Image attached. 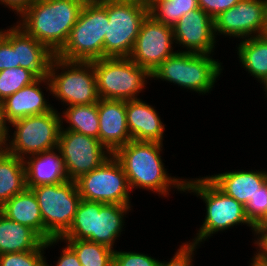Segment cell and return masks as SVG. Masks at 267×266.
Listing matches in <instances>:
<instances>
[{"mask_svg":"<svg viewBox=\"0 0 267 266\" xmlns=\"http://www.w3.org/2000/svg\"><path fill=\"white\" fill-rule=\"evenodd\" d=\"M162 150L160 142L130 140L113 153L127 176L131 191L145 189L164 197L170 195L173 188L184 191L185 179L169 176L161 157Z\"/></svg>","mask_w":267,"mask_h":266,"instance_id":"obj_1","label":"cell"},{"mask_svg":"<svg viewBox=\"0 0 267 266\" xmlns=\"http://www.w3.org/2000/svg\"><path fill=\"white\" fill-rule=\"evenodd\" d=\"M84 4L82 0H36L16 25L56 55L65 45Z\"/></svg>","mask_w":267,"mask_h":266,"instance_id":"obj_2","label":"cell"},{"mask_svg":"<svg viewBox=\"0 0 267 266\" xmlns=\"http://www.w3.org/2000/svg\"><path fill=\"white\" fill-rule=\"evenodd\" d=\"M183 192H193L206 204V216L203 224L192 242L189 241L184 244L198 248L201 242L213 236L212 234L219 231L223 232L233 226L242 225V223L251 227L254 234V225L246 216L245 206L226 195L207 176L191 180L185 179Z\"/></svg>","mask_w":267,"mask_h":266,"instance_id":"obj_3","label":"cell"},{"mask_svg":"<svg viewBox=\"0 0 267 266\" xmlns=\"http://www.w3.org/2000/svg\"><path fill=\"white\" fill-rule=\"evenodd\" d=\"M131 206L81 199L69 230L60 239L89 240L114 249Z\"/></svg>","mask_w":267,"mask_h":266,"instance_id":"obj_4","label":"cell"},{"mask_svg":"<svg viewBox=\"0 0 267 266\" xmlns=\"http://www.w3.org/2000/svg\"><path fill=\"white\" fill-rule=\"evenodd\" d=\"M222 63L211 54L178 51L165 59L152 73L154 80L161 79L198 94L212 91L222 72Z\"/></svg>","mask_w":267,"mask_h":266,"instance_id":"obj_5","label":"cell"},{"mask_svg":"<svg viewBox=\"0 0 267 266\" xmlns=\"http://www.w3.org/2000/svg\"><path fill=\"white\" fill-rule=\"evenodd\" d=\"M107 23V8L101 2L85 3L65 45L55 56L83 62L104 58Z\"/></svg>","mask_w":267,"mask_h":266,"instance_id":"obj_6","label":"cell"},{"mask_svg":"<svg viewBox=\"0 0 267 266\" xmlns=\"http://www.w3.org/2000/svg\"><path fill=\"white\" fill-rule=\"evenodd\" d=\"M108 21L104 57H129L149 9L142 0H104Z\"/></svg>","mask_w":267,"mask_h":266,"instance_id":"obj_7","label":"cell"},{"mask_svg":"<svg viewBox=\"0 0 267 266\" xmlns=\"http://www.w3.org/2000/svg\"><path fill=\"white\" fill-rule=\"evenodd\" d=\"M100 99L135 100L151 73L129 57H104L93 61Z\"/></svg>","mask_w":267,"mask_h":266,"instance_id":"obj_8","label":"cell"},{"mask_svg":"<svg viewBox=\"0 0 267 266\" xmlns=\"http://www.w3.org/2000/svg\"><path fill=\"white\" fill-rule=\"evenodd\" d=\"M47 77L52 96L66 106L98 103L100 99L93 61H68L54 56Z\"/></svg>","mask_w":267,"mask_h":266,"instance_id":"obj_9","label":"cell"},{"mask_svg":"<svg viewBox=\"0 0 267 266\" xmlns=\"http://www.w3.org/2000/svg\"><path fill=\"white\" fill-rule=\"evenodd\" d=\"M34 192L44 224V241L60 239L70 228L81 196L76 182L39 185Z\"/></svg>","mask_w":267,"mask_h":266,"instance_id":"obj_10","label":"cell"},{"mask_svg":"<svg viewBox=\"0 0 267 266\" xmlns=\"http://www.w3.org/2000/svg\"><path fill=\"white\" fill-rule=\"evenodd\" d=\"M15 129L8 139L6 152L25 159L58 148L61 131V117L56 109L50 112L28 116L9 124Z\"/></svg>","mask_w":267,"mask_h":266,"instance_id":"obj_11","label":"cell"},{"mask_svg":"<svg viewBox=\"0 0 267 266\" xmlns=\"http://www.w3.org/2000/svg\"><path fill=\"white\" fill-rule=\"evenodd\" d=\"M75 182L81 199L103 204L131 205L132 191L127 176L113 154Z\"/></svg>","mask_w":267,"mask_h":266,"instance_id":"obj_12","label":"cell"},{"mask_svg":"<svg viewBox=\"0 0 267 266\" xmlns=\"http://www.w3.org/2000/svg\"><path fill=\"white\" fill-rule=\"evenodd\" d=\"M58 149L68 179L73 181L99 167L112 155L97 138L69 130L60 131Z\"/></svg>","mask_w":267,"mask_h":266,"instance_id":"obj_13","label":"cell"},{"mask_svg":"<svg viewBox=\"0 0 267 266\" xmlns=\"http://www.w3.org/2000/svg\"><path fill=\"white\" fill-rule=\"evenodd\" d=\"M173 29L149 14L142 22L129 58L152 73L165 59L175 54ZM173 46V47H172Z\"/></svg>","mask_w":267,"mask_h":266,"instance_id":"obj_14","label":"cell"},{"mask_svg":"<svg viewBox=\"0 0 267 266\" xmlns=\"http://www.w3.org/2000/svg\"><path fill=\"white\" fill-rule=\"evenodd\" d=\"M267 0H241L214 18V32L246 39L262 34ZM217 32V33H216Z\"/></svg>","mask_w":267,"mask_h":266,"instance_id":"obj_15","label":"cell"},{"mask_svg":"<svg viewBox=\"0 0 267 266\" xmlns=\"http://www.w3.org/2000/svg\"><path fill=\"white\" fill-rule=\"evenodd\" d=\"M172 29L175 46H182L184 52L213 55L217 41L214 19L201 8L185 13Z\"/></svg>","mask_w":267,"mask_h":266,"instance_id":"obj_16","label":"cell"},{"mask_svg":"<svg viewBox=\"0 0 267 266\" xmlns=\"http://www.w3.org/2000/svg\"><path fill=\"white\" fill-rule=\"evenodd\" d=\"M98 140L112 154L132 140L127 127L126 101L99 99Z\"/></svg>","mask_w":267,"mask_h":266,"instance_id":"obj_17","label":"cell"},{"mask_svg":"<svg viewBox=\"0 0 267 266\" xmlns=\"http://www.w3.org/2000/svg\"><path fill=\"white\" fill-rule=\"evenodd\" d=\"M5 40L16 51L17 67L31 71L37 78L48 76L55 54L34 37L13 25L7 31Z\"/></svg>","mask_w":267,"mask_h":266,"instance_id":"obj_18","label":"cell"},{"mask_svg":"<svg viewBox=\"0 0 267 266\" xmlns=\"http://www.w3.org/2000/svg\"><path fill=\"white\" fill-rule=\"evenodd\" d=\"M43 83L47 86L44 88L49 90L51 94V84L48 77L45 76L37 78L31 84L24 86L1 102L4 115L9 124L19 119L44 114L54 109L44 98L45 96L41 89Z\"/></svg>","mask_w":267,"mask_h":266,"instance_id":"obj_19","label":"cell"},{"mask_svg":"<svg viewBox=\"0 0 267 266\" xmlns=\"http://www.w3.org/2000/svg\"><path fill=\"white\" fill-rule=\"evenodd\" d=\"M23 161L28 189L69 180L65 162L58 148L28 156Z\"/></svg>","mask_w":267,"mask_h":266,"instance_id":"obj_20","label":"cell"},{"mask_svg":"<svg viewBox=\"0 0 267 266\" xmlns=\"http://www.w3.org/2000/svg\"><path fill=\"white\" fill-rule=\"evenodd\" d=\"M154 108L140 98L126 101L127 127L132 140L163 143L165 126Z\"/></svg>","mask_w":267,"mask_h":266,"instance_id":"obj_21","label":"cell"},{"mask_svg":"<svg viewBox=\"0 0 267 266\" xmlns=\"http://www.w3.org/2000/svg\"><path fill=\"white\" fill-rule=\"evenodd\" d=\"M221 191L246 206L267 183V171H227L207 176Z\"/></svg>","mask_w":267,"mask_h":266,"instance_id":"obj_22","label":"cell"},{"mask_svg":"<svg viewBox=\"0 0 267 266\" xmlns=\"http://www.w3.org/2000/svg\"><path fill=\"white\" fill-rule=\"evenodd\" d=\"M60 239L44 241L33 229L8 219L0 212V255L54 246Z\"/></svg>","mask_w":267,"mask_h":266,"instance_id":"obj_23","label":"cell"},{"mask_svg":"<svg viewBox=\"0 0 267 266\" xmlns=\"http://www.w3.org/2000/svg\"><path fill=\"white\" fill-rule=\"evenodd\" d=\"M0 212L8 219L33 229L44 240V224L34 192L26 188L14 195L1 207Z\"/></svg>","mask_w":267,"mask_h":266,"instance_id":"obj_24","label":"cell"},{"mask_svg":"<svg viewBox=\"0 0 267 266\" xmlns=\"http://www.w3.org/2000/svg\"><path fill=\"white\" fill-rule=\"evenodd\" d=\"M237 50L241 66L263 84L267 80V38L258 35L241 40Z\"/></svg>","mask_w":267,"mask_h":266,"instance_id":"obj_25","label":"cell"},{"mask_svg":"<svg viewBox=\"0 0 267 266\" xmlns=\"http://www.w3.org/2000/svg\"><path fill=\"white\" fill-rule=\"evenodd\" d=\"M26 188L23 159L5 152L0 157V207Z\"/></svg>","mask_w":267,"mask_h":266,"instance_id":"obj_26","label":"cell"},{"mask_svg":"<svg viewBox=\"0 0 267 266\" xmlns=\"http://www.w3.org/2000/svg\"><path fill=\"white\" fill-rule=\"evenodd\" d=\"M60 117L61 124H63L64 120L67 124L69 123L66 128L61 126V130L75 131L98 139V103L68 106Z\"/></svg>","mask_w":267,"mask_h":266,"instance_id":"obj_27","label":"cell"},{"mask_svg":"<svg viewBox=\"0 0 267 266\" xmlns=\"http://www.w3.org/2000/svg\"><path fill=\"white\" fill-rule=\"evenodd\" d=\"M64 240L77 255L82 266H113L115 249L89 240L60 239Z\"/></svg>","mask_w":267,"mask_h":266,"instance_id":"obj_28","label":"cell"},{"mask_svg":"<svg viewBox=\"0 0 267 266\" xmlns=\"http://www.w3.org/2000/svg\"><path fill=\"white\" fill-rule=\"evenodd\" d=\"M197 8L198 0H162L149 9V15L156 21L173 27L185 13Z\"/></svg>","mask_w":267,"mask_h":266,"instance_id":"obj_29","label":"cell"},{"mask_svg":"<svg viewBox=\"0 0 267 266\" xmlns=\"http://www.w3.org/2000/svg\"><path fill=\"white\" fill-rule=\"evenodd\" d=\"M36 79L31 71L20 66L0 71V103Z\"/></svg>","mask_w":267,"mask_h":266,"instance_id":"obj_30","label":"cell"},{"mask_svg":"<svg viewBox=\"0 0 267 266\" xmlns=\"http://www.w3.org/2000/svg\"><path fill=\"white\" fill-rule=\"evenodd\" d=\"M45 249L0 255V266H46Z\"/></svg>","mask_w":267,"mask_h":266,"instance_id":"obj_31","label":"cell"},{"mask_svg":"<svg viewBox=\"0 0 267 266\" xmlns=\"http://www.w3.org/2000/svg\"><path fill=\"white\" fill-rule=\"evenodd\" d=\"M161 261L145 253L114 250L113 266H159Z\"/></svg>","mask_w":267,"mask_h":266,"instance_id":"obj_32","label":"cell"},{"mask_svg":"<svg viewBox=\"0 0 267 266\" xmlns=\"http://www.w3.org/2000/svg\"><path fill=\"white\" fill-rule=\"evenodd\" d=\"M267 207V183L259 190V192L250 198L245 206L246 216L254 225L265 213Z\"/></svg>","mask_w":267,"mask_h":266,"instance_id":"obj_33","label":"cell"},{"mask_svg":"<svg viewBox=\"0 0 267 266\" xmlns=\"http://www.w3.org/2000/svg\"><path fill=\"white\" fill-rule=\"evenodd\" d=\"M241 0H198V6L212 19L235 6Z\"/></svg>","mask_w":267,"mask_h":266,"instance_id":"obj_34","label":"cell"},{"mask_svg":"<svg viewBox=\"0 0 267 266\" xmlns=\"http://www.w3.org/2000/svg\"><path fill=\"white\" fill-rule=\"evenodd\" d=\"M195 250V247L182 243L173 258H171L168 262L161 261L159 266H194L192 259L194 257Z\"/></svg>","mask_w":267,"mask_h":266,"instance_id":"obj_35","label":"cell"},{"mask_svg":"<svg viewBox=\"0 0 267 266\" xmlns=\"http://www.w3.org/2000/svg\"><path fill=\"white\" fill-rule=\"evenodd\" d=\"M17 67L16 51L4 39L0 44V71Z\"/></svg>","mask_w":267,"mask_h":266,"instance_id":"obj_36","label":"cell"},{"mask_svg":"<svg viewBox=\"0 0 267 266\" xmlns=\"http://www.w3.org/2000/svg\"><path fill=\"white\" fill-rule=\"evenodd\" d=\"M46 266H49L46 262ZM55 266H82L75 252L66 244Z\"/></svg>","mask_w":267,"mask_h":266,"instance_id":"obj_37","label":"cell"},{"mask_svg":"<svg viewBox=\"0 0 267 266\" xmlns=\"http://www.w3.org/2000/svg\"><path fill=\"white\" fill-rule=\"evenodd\" d=\"M36 0H0V4L10 8L21 16Z\"/></svg>","mask_w":267,"mask_h":266,"instance_id":"obj_38","label":"cell"},{"mask_svg":"<svg viewBox=\"0 0 267 266\" xmlns=\"http://www.w3.org/2000/svg\"><path fill=\"white\" fill-rule=\"evenodd\" d=\"M9 125L6 117L4 115L3 107L0 103V147H7L8 146V139L10 137L9 133ZM9 132V133H8Z\"/></svg>","mask_w":267,"mask_h":266,"instance_id":"obj_39","label":"cell"},{"mask_svg":"<svg viewBox=\"0 0 267 266\" xmlns=\"http://www.w3.org/2000/svg\"><path fill=\"white\" fill-rule=\"evenodd\" d=\"M257 240L255 238L254 244L258 248L256 254H267V227L264 228L258 235Z\"/></svg>","mask_w":267,"mask_h":266,"instance_id":"obj_40","label":"cell"},{"mask_svg":"<svg viewBox=\"0 0 267 266\" xmlns=\"http://www.w3.org/2000/svg\"><path fill=\"white\" fill-rule=\"evenodd\" d=\"M267 227V207L264 215L254 224V235H257Z\"/></svg>","mask_w":267,"mask_h":266,"instance_id":"obj_41","label":"cell"},{"mask_svg":"<svg viewBox=\"0 0 267 266\" xmlns=\"http://www.w3.org/2000/svg\"><path fill=\"white\" fill-rule=\"evenodd\" d=\"M253 258L261 265L267 266V254H254Z\"/></svg>","mask_w":267,"mask_h":266,"instance_id":"obj_42","label":"cell"},{"mask_svg":"<svg viewBox=\"0 0 267 266\" xmlns=\"http://www.w3.org/2000/svg\"><path fill=\"white\" fill-rule=\"evenodd\" d=\"M261 35L267 38V6L265 9L264 29Z\"/></svg>","mask_w":267,"mask_h":266,"instance_id":"obj_43","label":"cell"},{"mask_svg":"<svg viewBox=\"0 0 267 266\" xmlns=\"http://www.w3.org/2000/svg\"><path fill=\"white\" fill-rule=\"evenodd\" d=\"M162 0H142V2L146 5L148 9H150L156 2H159Z\"/></svg>","mask_w":267,"mask_h":266,"instance_id":"obj_44","label":"cell"},{"mask_svg":"<svg viewBox=\"0 0 267 266\" xmlns=\"http://www.w3.org/2000/svg\"><path fill=\"white\" fill-rule=\"evenodd\" d=\"M7 31H8V29L4 30V31L0 29V44L5 39Z\"/></svg>","mask_w":267,"mask_h":266,"instance_id":"obj_45","label":"cell"},{"mask_svg":"<svg viewBox=\"0 0 267 266\" xmlns=\"http://www.w3.org/2000/svg\"><path fill=\"white\" fill-rule=\"evenodd\" d=\"M252 261H251V265H249V266H261L254 258H252L251 259Z\"/></svg>","mask_w":267,"mask_h":266,"instance_id":"obj_46","label":"cell"},{"mask_svg":"<svg viewBox=\"0 0 267 266\" xmlns=\"http://www.w3.org/2000/svg\"><path fill=\"white\" fill-rule=\"evenodd\" d=\"M85 3L102 2L104 0H82Z\"/></svg>","mask_w":267,"mask_h":266,"instance_id":"obj_47","label":"cell"},{"mask_svg":"<svg viewBox=\"0 0 267 266\" xmlns=\"http://www.w3.org/2000/svg\"><path fill=\"white\" fill-rule=\"evenodd\" d=\"M7 147H0V157L6 152Z\"/></svg>","mask_w":267,"mask_h":266,"instance_id":"obj_48","label":"cell"},{"mask_svg":"<svg viewBox=\"0 0 267 266\" xmlns=\"http://www.w3.org/2000/svg\"><path fill=\"white\" fill-rule=\"evenodd\" d=\"M262 85L264 86L263 88L265 89L264 92H266L265 97H267V80Z\"/></svg>","mask_w":267,"mask_h":266,"instance_id":"obj_49","label":"cell"}]
</instances>
